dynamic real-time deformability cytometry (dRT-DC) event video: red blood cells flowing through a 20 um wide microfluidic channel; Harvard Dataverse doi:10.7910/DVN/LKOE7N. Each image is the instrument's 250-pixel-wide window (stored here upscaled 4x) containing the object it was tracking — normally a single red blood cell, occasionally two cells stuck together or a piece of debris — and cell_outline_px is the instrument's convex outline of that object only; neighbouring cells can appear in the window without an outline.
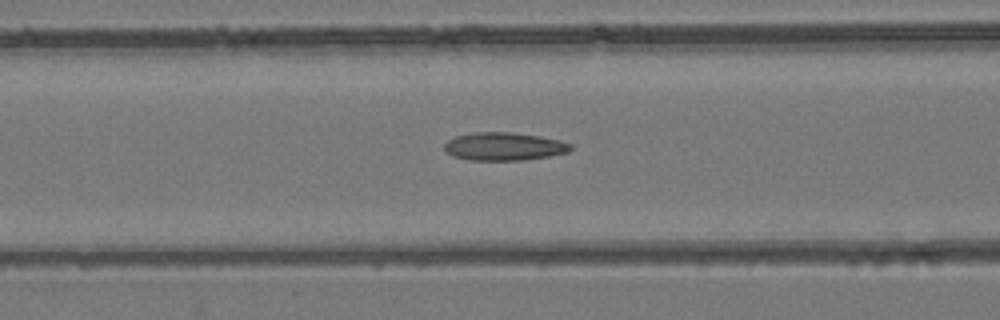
{"species": "common noctule bat (a hibernating species)", "species_latin": "Nyctalus noctula", "temperature_condition": "room temperature", "stored_images_in_passage": 53, "camera_frame_rate_fps": 3000, "um_per_image_px": 0.085, "animal": {"sex": "female", "body_mass_g": 24.6, "forearm_length_mm": 56.2}, "frame": {"image": 1, "passage_image": 22, "time_ms": 7.0, "image_size_px": [1000, 320], "cell_outline_px": [[572, 148], [568, 152], [548, 156], [524, 160], [468, 160], [452, 156], [444, 148], [444, 144], [448, 140], [456, 136], [476, 132], [512, 132], [540, 136], [560, 140], [572, 144]], "centroid_in_image_um": [42.85, 12.45], "position_along_channel_um": 123.8, "area_um2": 20.63}}
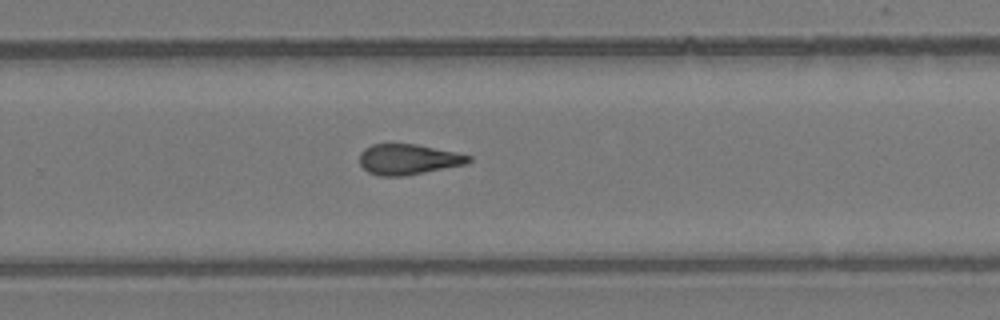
{"frame": {"image": 2, "passage_image": 35, "time_ms": 11.333, "image_size_px": [1000, 320], "cell_outline_px": [[472, 160], [468, 164], [404, 176], [380, 176], [368, 172], [360, 164], [360, 152], [364, 148], [372, 144], [416, 144], [456, 152], [472, 156]], "centroid_in_image_um": [34.72, 13.54], "position_along_channel_um": 295.1, "area_um2": 19.48}}
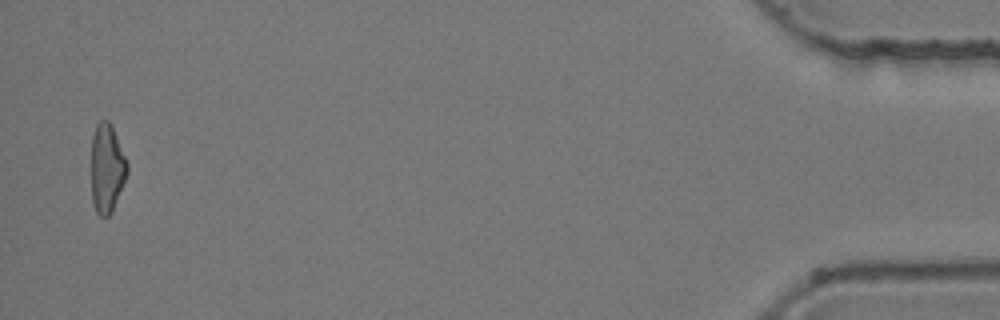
{"frame": {"image": 3, "passage_image": 52, "time_ms": 17.0, "image_size_px": [1000, 320], "cell_outline_px": [[128, 172], [112, 212], [108, 216], [100, 216], [96, 212], [92, 200], [92, 136], [96, 124], [100, 120], [108, 120], [112, 124], [128, 164]], "centroid_in_image_um": [9.09, 14.28], "position_along_channel_um": 426.1, "area_um2": 18.61}, "authors_computed_cell_mechanics": {"area_um2": 19.8254, "velocity_mm_per_s": 3.9543, "shape_relaxation_time_tau1_ms": null, "shape_relaxation_time_tau2_ms": 2.7698, "deformation_change_tau1": null, "deformation_change_tau2": 0.1171}}